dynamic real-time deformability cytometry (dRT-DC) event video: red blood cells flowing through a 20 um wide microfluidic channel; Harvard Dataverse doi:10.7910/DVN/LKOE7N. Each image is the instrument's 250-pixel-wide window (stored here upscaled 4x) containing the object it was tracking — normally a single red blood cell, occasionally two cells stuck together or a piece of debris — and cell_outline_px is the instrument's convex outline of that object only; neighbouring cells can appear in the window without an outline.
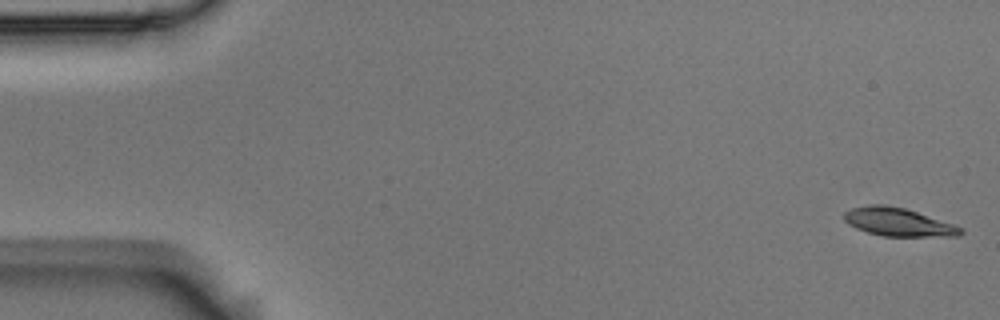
{"species": "Egyptian fruit bat (a non-hibernating species)", "species_latin": "Rousettus aegyptiacus", "temperature_condition": "room temperature", "stored_images_in_passage": 6, "camera_frame_rate_fps": 3000, "um_per_image_px": 0.085, "animal": {"sex": "male"}, "frame": {"image": 1, "passage_image": 1, "time_ms": 0.0, "image_size_px": [1000, 320], "cell_outline_px": [[964, 232], [960, 236], [884, 236], [868, 232], [856, 228], [848, 224], [844, 220], [844, 212], [852, 208], [868, 204], [884, 204], [904, 208], [964, 228]], "centroid_in_image_um": [76.33, 18.87], "position_along_channel_um": 8.7, "area_um2": 19.02}}